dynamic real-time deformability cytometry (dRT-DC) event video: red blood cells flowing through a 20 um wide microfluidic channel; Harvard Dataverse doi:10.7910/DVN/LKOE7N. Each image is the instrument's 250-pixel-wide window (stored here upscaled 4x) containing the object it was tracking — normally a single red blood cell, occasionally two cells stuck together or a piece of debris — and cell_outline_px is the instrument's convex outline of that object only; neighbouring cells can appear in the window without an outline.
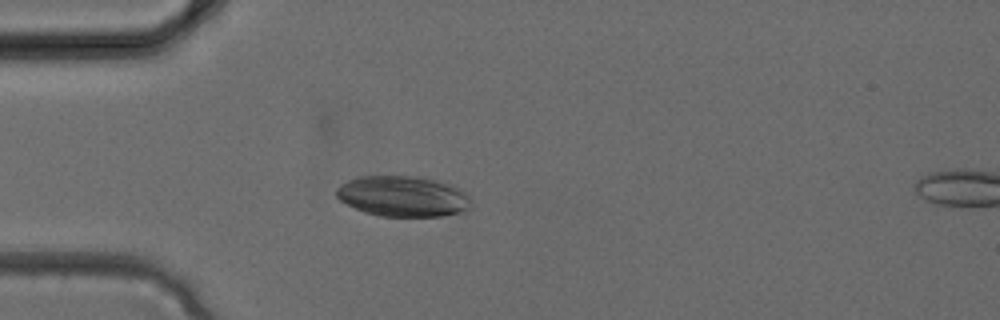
{"species": "common noctule bat (a hibernating species)", "species_latin": "Nyctalus noctula", "temperature_condition": "cold", "stored_images_in_passage": 32, "camera_frame_rate_fps": 3000, "um_per_image_px": 0.085, "animal": {"sex": "female", "body_mass_g": 24.6, "forearm_length_mm": 56.2}, "frame": {"image": 1, "passage_image": 7, "time_ms": 2.0, "image_size_px": [1000, 320], "cell_outline_px": [[472, 208], [464, 212], [440, 216], [380, 216], [364, 212], [340, 200], [336, 196], [336, 188], [340, 184], [348, 180], [360, 176], [420, 176], [452, 184], [468, 192], [472, 200]], "centroid_in_image_um": [34.32, 16.68], "position_along_channel_um": 50.7, "area_um2": 32.43}}
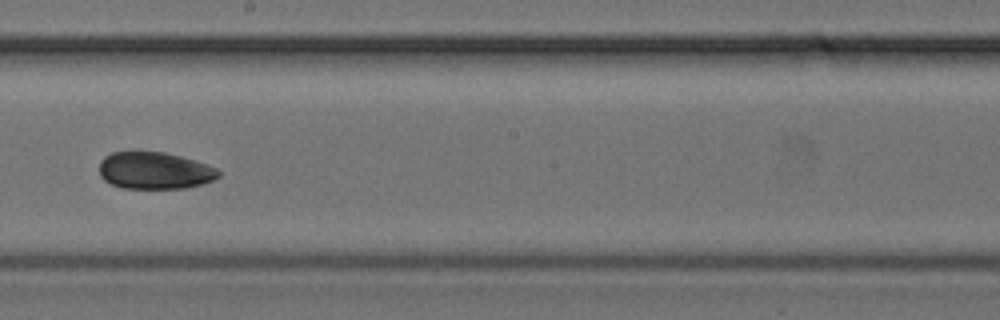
{"frame": {"image": 2, "passage_image": 17, "time_ms": 5.333, "image_size_px": [1000, 320], "cell_outline_px": [[220, 176], [212, 180], [200, 184], [184, 188], [120, 188], [104, 180], [100, 176], [100, 160], [104, 156], [112, 152], [164, 152], [180, 156], [216, 168], [220, 172]], "centroid_in_image_um": [13.1, 14.5], "position_along_channel_um": 235.1, "area_um2": 25.49}}
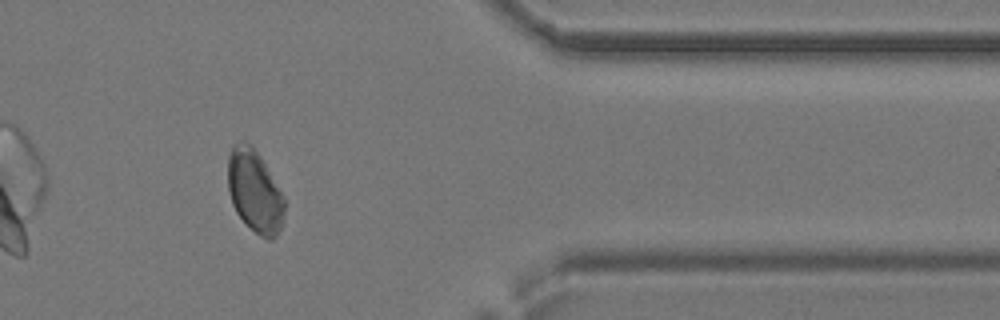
{"frame": {"image": 3, "passage_image": 26, "time_ms": 8.333, "image_size_px": [1000, 320], "cell_outline_px": [[288, 200], [284, 216], [280, 228], [276, 236], [272, 240], [268, 240], [260, 236], [236, 212], [232, 204], [228, 192], [228, 156], [232, 144], [240, 140], [244, 140], [260, 156]], "centroid_in_image_um": [21.68, 16.25], "position_along_channel_um": 389.7, "area_um2": 27.57}}